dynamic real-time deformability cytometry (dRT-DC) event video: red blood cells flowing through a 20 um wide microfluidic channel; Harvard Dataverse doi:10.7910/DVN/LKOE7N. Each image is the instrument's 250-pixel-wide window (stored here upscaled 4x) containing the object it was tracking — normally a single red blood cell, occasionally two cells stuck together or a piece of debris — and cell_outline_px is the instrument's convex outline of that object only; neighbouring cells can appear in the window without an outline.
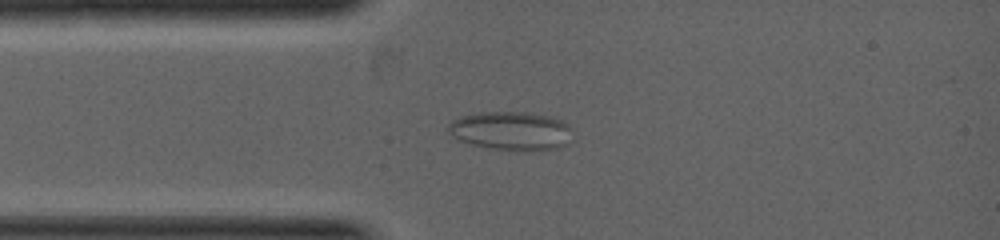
{"species": "common noctule bat (a hibernating species)", "species_latin": "Nyctalus noctula", "temperature_condition": "warm", "stored_images_in_passage": 4, "camera_frame_rate_fps": 5000, "um_per_image_px": 0.085, "animal": {"sex": "female", "body_mass_g": 19.0, "forearm_length_mm": 53.3}, "frame": {"image": 1, "passage_image": 4, "time_ms": 1.2, "image_size_px": [1000, 240], "cell_outline_px": [[572, 128], [556, 144], [548, 148], [496, 148], [472, 144], [460, 140], [448, 132], [448, 124], [452, 120], [460, 116], [480, 112], [528, 112], [548, 116], [560, 120], [568, 124]], "centroid_in_image_um": [43.26, 11.03], "position_along_channel_um": 41.7, "area_um2": 26.13}}